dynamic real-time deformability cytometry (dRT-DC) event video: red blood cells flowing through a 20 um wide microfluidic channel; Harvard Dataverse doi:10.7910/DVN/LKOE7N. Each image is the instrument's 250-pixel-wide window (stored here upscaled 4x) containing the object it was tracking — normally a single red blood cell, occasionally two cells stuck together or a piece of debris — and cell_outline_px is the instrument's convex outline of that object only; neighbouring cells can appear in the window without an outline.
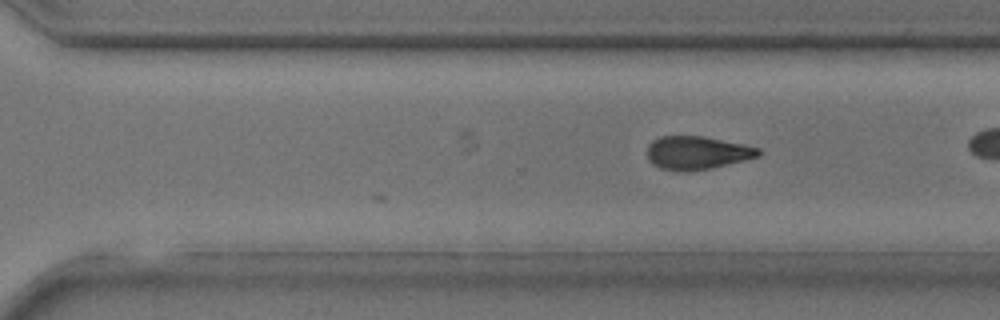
{"species": "common noctule bat (a hibernating species)", "species_latin": "Nyctalus noctula", "temperature_condition": "room temperature", "stored_images_in_passage": 17, "camera_frame_rate_fps": 3000, "um_per_image_px": 0.085, "animal": {"sex": "male", "body_mass_g": 17.9, "forearm_length_mm": 54.2}, "frame": {"image": 1, "passage_image": 17, "time_ms": 5.333, "image_size_px": [1000, 320], "cell_outline_px": [[760, 156], [744, 160], [708, 168], [684, 172], [680, 172], [660, 168], [652, 164], [648, 160], [648, 144], [652, 140], [660, 136], [704, 136], [744, 144], [760, 148]], "centroid_in_image_um": [59.22, 12.98], "position_along_channel_um": 311.4, "area_um2": 21.56}}